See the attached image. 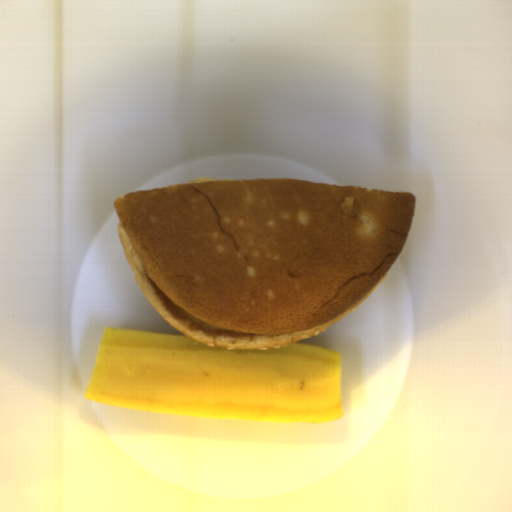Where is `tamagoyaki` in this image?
Segmentation results:
<instances>
[{"instance_id":"obj_1","label":"tamagoyaki","mask_w":512,"mask_h":512,"mask_svg":"<svg viewBox=\"0 0 512 512\" xmlns=\"http://www.w3.org/2000/svg\"><path fill=\"white\" fill-rule=\"evenodd\" d=\"M84 398L267 423L341 420V352L315 343L216 349L183 333L105 328Z\"/></svg>"}]
</instances>
